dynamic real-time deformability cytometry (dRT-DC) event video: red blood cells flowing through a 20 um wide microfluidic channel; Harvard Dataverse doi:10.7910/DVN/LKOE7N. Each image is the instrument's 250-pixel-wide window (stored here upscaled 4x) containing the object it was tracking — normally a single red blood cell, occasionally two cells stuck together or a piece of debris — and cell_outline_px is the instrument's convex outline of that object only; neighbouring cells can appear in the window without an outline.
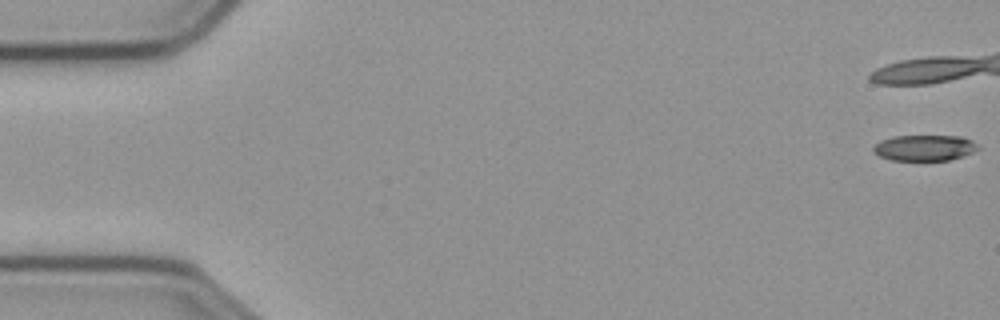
{"species": "common noctule bat (a hibernating species)", "species_latin": "Nyctalus noctula", "temperature_condition": "cold", "stored_images_in_passage": 47, "camera_frame_rate_fps": 3000, "um_per_image_px": 0.085, "animal": {"sex": "male", "body_mass_g": 23.1, "forearm_length_mm": 52.7}, "frame": {"image": 1, "passage_image": 1, "time_ms": 0.0, "image_size_px": [1000, 320], "cell_outline_px": [[980, 148], [964, 156], [948, 160], [892, 160], [880, 156], [872, 152], [872, 148], [880, 140], [896, 136], [960, 136], [972, 140]], "centroid_in_image_um": [78.58, 12.56], "position_along_channel_um": 6.4, "area_um2": 15.72}}